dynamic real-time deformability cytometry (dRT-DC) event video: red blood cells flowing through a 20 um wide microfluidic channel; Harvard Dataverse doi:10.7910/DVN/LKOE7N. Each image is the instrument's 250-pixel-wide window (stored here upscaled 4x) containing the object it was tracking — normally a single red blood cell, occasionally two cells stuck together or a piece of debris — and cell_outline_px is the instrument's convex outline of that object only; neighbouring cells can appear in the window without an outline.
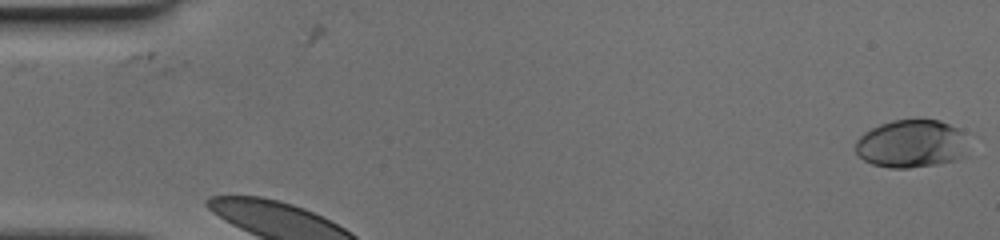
{"species": "human", "species_latin": "Homo sapiens", "temperature_condition": "cold", "stored_images_in_passage": 28, "camera_frame_rate_fps": 3000, "um_per_image_px": 0.085, "donor": {"sex": "female"}, "frame": {"image": 1, "passage_image": 1, "time_ms": 0.0, "image_size_px": [1000, 240], "cell_outline_px": [[964, 156], [956, 160], [936, 164], [908, 168], [888, 168], [872, 164], [864, 160], [856, 152], [856, 140], [864, 132], [880, 124], [892, 120], [940, 120], [956, 128], [960, 132]], "centroid_in_image_um": [77.37, 12.23], "position_along_channel_um": 7.6, "area_um2": 30.87}}
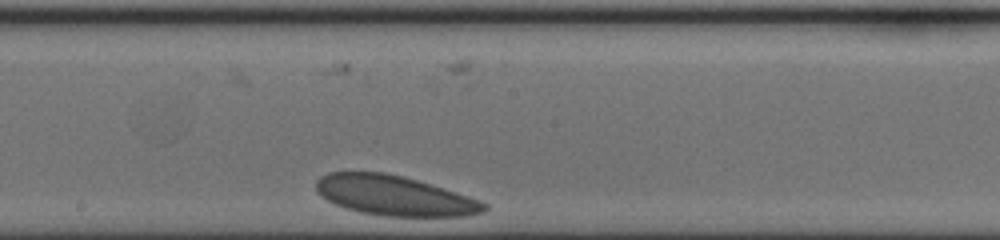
{"frame": {"image": 2, "passage_image": 15, "time_ms": 4.667, "image_size_px": [1000, 240], "cell_outline_px": [[488, 208], [484, 212], [468, 216], [384, 216], [360, 212], [344, 208], [320, 196], [316, 192], [316, 180], [320, 176], [328, 172], [384, 172], [404, 176], [468, 196], [480, 200], [488, 204]], "centroid_in_image_um": [33.5, 16.63], "position_along_channel_um": 214.7, "area_um2": 39.13}}
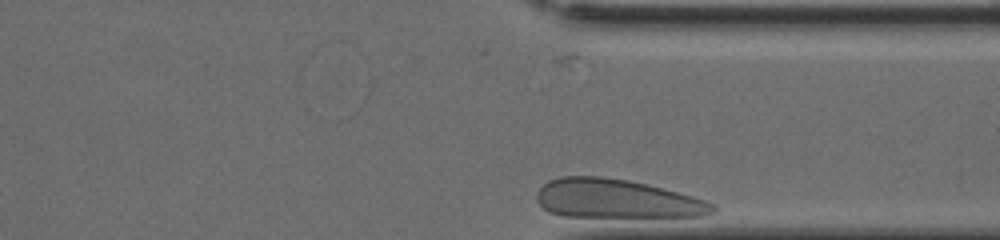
{"frame": {"image": 3, "passage_image": 28, "time_ms": 9.0, "image_size_px": [1000, 240], "cell_outline_px": [[716, 212], [704, 216], [564, 216], [548, 212], [536, 200], [536, 196], [540, 188], [548, 180], [560, 176], [600, 176], [628, 180], [648, 184], [692, 196], [716, 204]], "centroid_in_image_um": [52.4, 16.89], "position_along_channel_um": 359.0, "area_um2": 39.77}}